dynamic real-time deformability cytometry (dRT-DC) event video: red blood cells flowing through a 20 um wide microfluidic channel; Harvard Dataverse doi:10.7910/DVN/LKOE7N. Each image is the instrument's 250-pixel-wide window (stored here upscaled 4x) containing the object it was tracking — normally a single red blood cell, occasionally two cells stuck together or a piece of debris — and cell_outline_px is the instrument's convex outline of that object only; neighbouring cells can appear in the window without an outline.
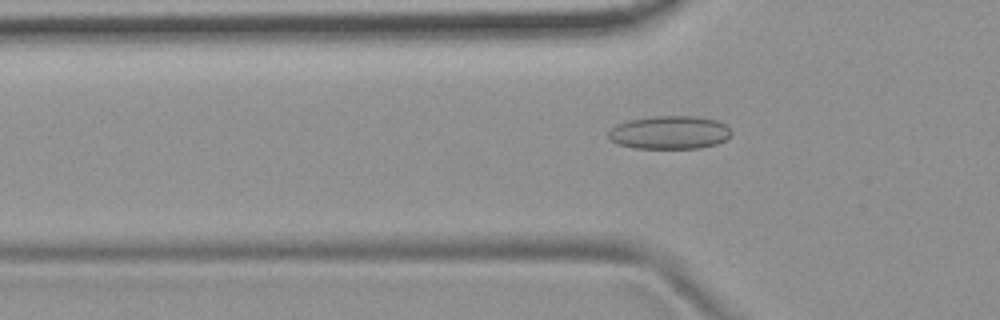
{"species": "common noctule bat (a hibernating species)", "species_latin": "Nyctalus noctula", "temperature_condition": "room temperature", "stored_images_in_passage": 53, "camera_frame_rate_fps": 3000, "um_per_image_px": 0.085, "animal": {"sex": "female", "body_mass_g": 19.9}, "frame": {"image": 1, "passage_image": 18, "time_ms": 5.667, "image_size_px": [1000, 320], "cell_outline_px": [[732, 136], [716, 144], [700, 148], [632, 148], [616, 144], [608, 136], [608, 132], [616, 124], [628, 120], [652, 116], [696, 116], [716, 120], [724, 124], [732, 132]], "centroid_in_image_um": [56.9, 11.26], "position_along_channel_um": 68.9, "area_um2": 23.93}}
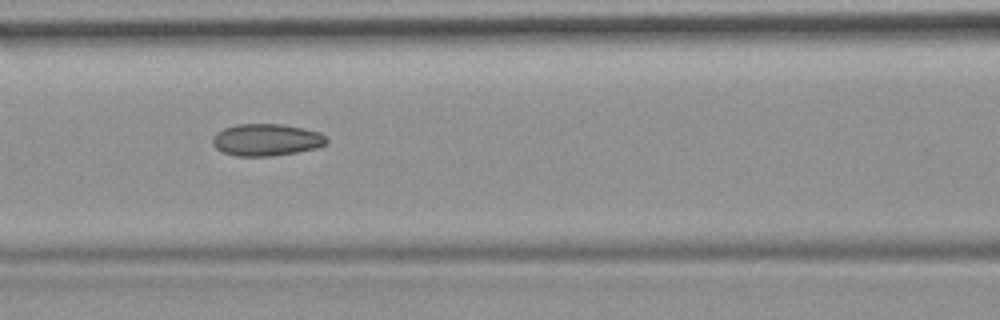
{"frame": {"image": 2, "passage_image": 24, "time_ms": 7.667, "image_size_px": [1000, 320], "cell_outline_px": [[328, 140], [324, 144], [316, 148], [296, 152], [272, 156], [236, 156], [224, 152], [216, 148], [212, 144], [212, 136], [216, 132], [224, 128], [236, 124], [284, 124], [320, 132]], "centroid_in_image_um": [22.61, 11.88], "position_along_channel_um": 144.0, "area_um2": 21.27}}
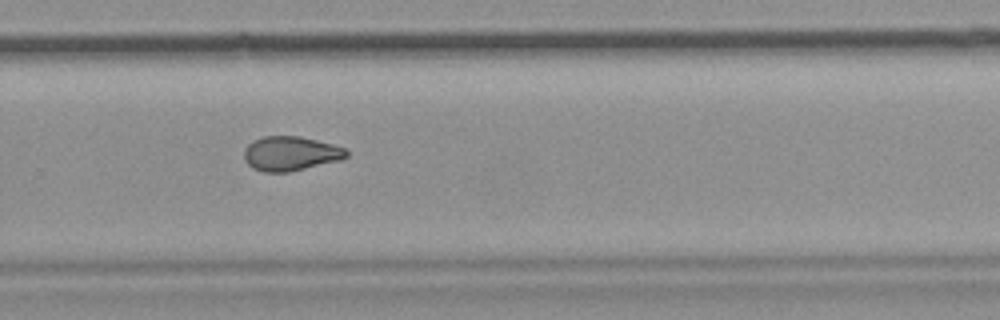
{"frame": {"image": 3, "passage_image": 37, "time_ms": 12.0, "image_size_px": [1000, 320], "cell_outline_px": [[348, 156], [340, 160], [288, 172], [264, 172], [252, 168], [244, 160], [244, 148], [252, 140], [264, 136], [300, 136], [332, 144], [344, 148], [348, 152]], "centroid_in_image_um": [24.66, 13.05], "position_along_channel_um": 305.1, "area_um2": 20.52}}